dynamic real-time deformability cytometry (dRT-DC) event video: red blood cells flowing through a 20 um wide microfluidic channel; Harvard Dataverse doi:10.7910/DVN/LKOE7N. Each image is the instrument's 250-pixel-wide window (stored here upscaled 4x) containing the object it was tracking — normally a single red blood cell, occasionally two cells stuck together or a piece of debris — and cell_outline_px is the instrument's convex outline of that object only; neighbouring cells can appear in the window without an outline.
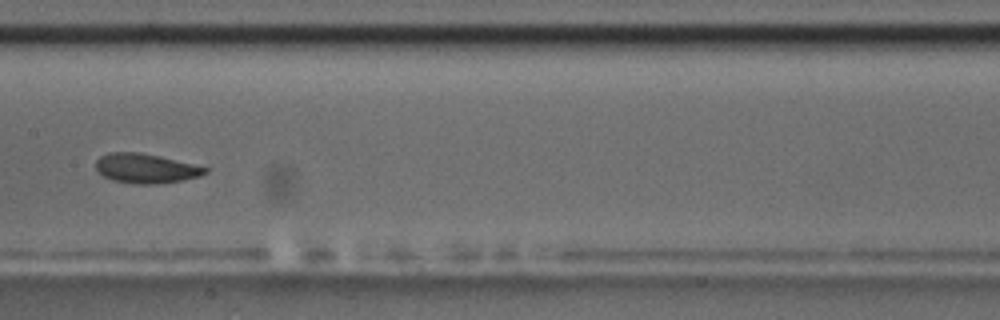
{"species": "common noctule bat (a hibernating species)", "species_latin": "Nyctalus noctula", "temperature_condition": "room temperature", "stored_images_in_passage": 9, "camera_frame_rate_fps": 3000, "um_per_image_px": 0.085, "animal": {"sex": "male", "body_mass_g": 17.5, "forearm_length_mm": 52.3}, "frame": {"image": 1, "passage_image": 7, "time_ms": 7.0, "image_size_px": [1000, 320], "cell_outline_px": [[208, 172], [200, 176], [180, 180], [156, 184], [136, 184], [112, 180], [104, 176], [96, 168], [96, 160], [100, 156], [108, 152], [140, 152], [160, 156], [208, 168]], "centroid_in_image_um": [12.37, 14.3], "position_along_channel_um": 195.0, "area_um2": 18.67}}